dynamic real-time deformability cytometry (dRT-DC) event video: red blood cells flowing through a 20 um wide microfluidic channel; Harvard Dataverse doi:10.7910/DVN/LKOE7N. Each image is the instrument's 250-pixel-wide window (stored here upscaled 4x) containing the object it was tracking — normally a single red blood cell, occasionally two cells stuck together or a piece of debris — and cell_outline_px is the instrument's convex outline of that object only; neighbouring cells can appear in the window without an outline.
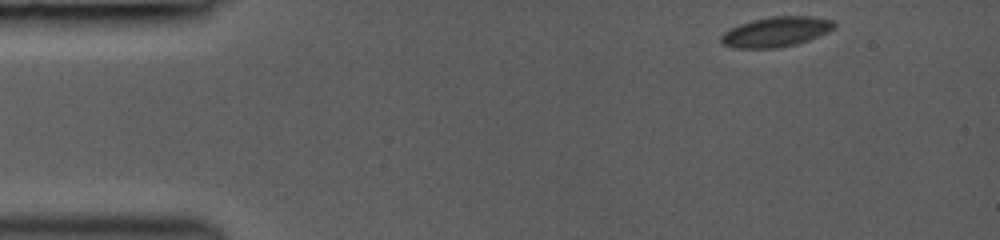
{"species": "common noctule bat (a hibernating species)", "species_latin": "Nyctalus noctula", "temperature_condition": "room temperature", "stored_images_in_passage": 10, "camera_frame_rate_fps": 3000, "um_per_image_px": 0.085, "animal": {"sex": "female", "body_mass_g": 19.0, "forearm_length_mm": 53.3}, "frame": {"image": 1, "passage_image": 1, "time_ms": 0.0, "image_size_px": [1000, 240], "cell_outline_px": [[836, 24], [828, 32], [808, 40], [796, 44], [776, 48], [732, 48], [720, 44], [720, 36], [724, 32], [740, 24], [752, 20], [772, 16], [812, 16], [832, 20]], "centroid_in_image_um": [65.93, 2.71], "position_along_channel_um": 19.1, "area_um2": 19.77}}
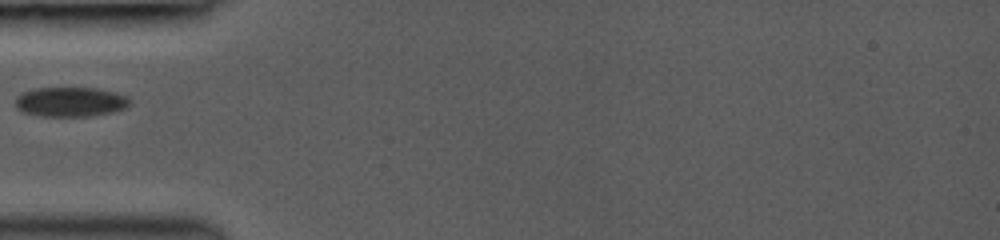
{"frame": {"image": 2, "passage_image": 9, "time_ms": 3.667, "image_size_px": [1000, 240], "cell_outline_px": [[132, 104], [116, 112], [92, 116], [40, 116], [24, 112], [16, 108], [16, 96], [24, 92], [36, 88], [100, 88], [128, 96]], "centroid_in_image_um": [6.04, 8.66], "position_along_channel_um": 79.0, "area_um2": 19.94}}